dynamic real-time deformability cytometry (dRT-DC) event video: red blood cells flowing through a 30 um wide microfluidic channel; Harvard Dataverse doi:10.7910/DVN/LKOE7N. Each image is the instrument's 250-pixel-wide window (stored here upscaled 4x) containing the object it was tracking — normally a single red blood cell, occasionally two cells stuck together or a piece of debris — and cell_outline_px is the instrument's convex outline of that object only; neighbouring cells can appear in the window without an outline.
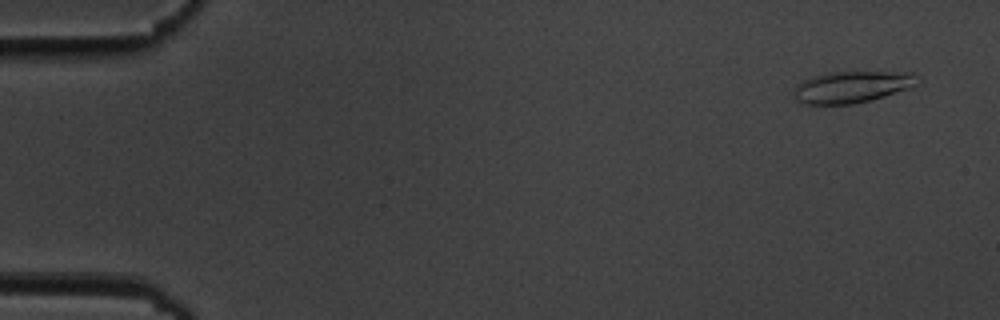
{"species": "common noctule bat (a hibernating species)", "species_latin": "Nyctalus noctula", "temperature_condition": "cold", "stored_images_in_passage": 54, "camera_frame_rate_fps": 3000, "um_per_image_px": 0.085, "animal": {"sex": "male", "body_mass_g": 19.5, "forearm_length_mm": 54.6}, "frame": {"image": 1, "passage_image": 3, "time_ms": 0.667, "image_size_px": [1000, 320], "cell_outline_px": [[916, 72], [912, 88], [872, 100], [852, 104], [804, 104], [796, 100], [792, 96], [792, 92], [796, 84], [812, 76], [828, 72]], "centroid_in_image_um": [72.35, 7.39], "position_along_channel_um": 12.7, "area_um2": 22.89}}
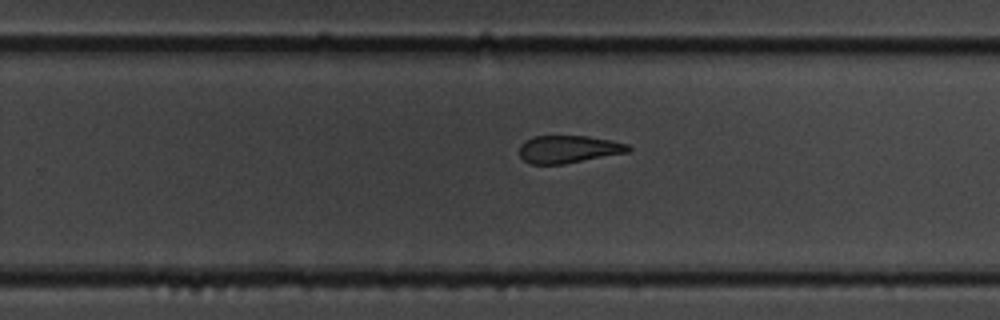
{"frame": {"image": 2, "passage_image": 35, "time_ms": 11.333, "image_size_px": [1000, 320], "cell_outline_px": [[632, 148], [628, 152], [564, 164], [532, 164], [524, 160], [520, 156], [520, 144], [524, 140], [532, 136], [588, 136], [612, 140], [628, 144]], "centroid_in_image_um": [48.32, 12.67], "position_along_channel_um": 281.5, "area_um2": 17.57}}
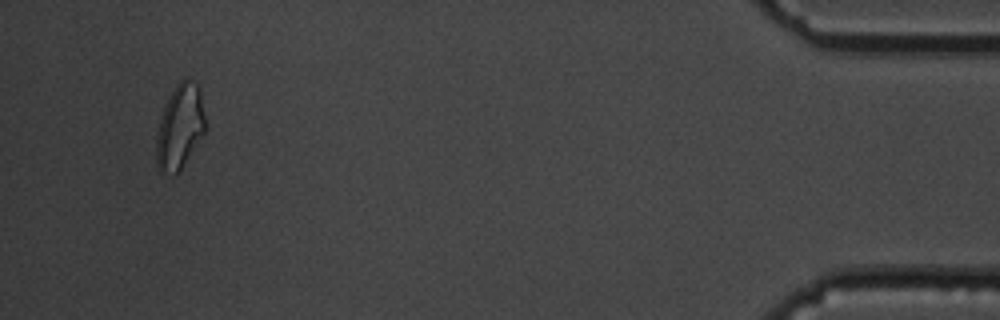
{"frame": {"image": 3, "passage_image": 52, "time_ms": 17.0, "image_size_px": [1000, 320], "cell_outline_px": [[204, 132], [180, 168], [172, 176], [160, 172], [156, 164], [156, 140], [160, 116], [176, 84], [180, 80], [188, 76], [200, 88], [204, 116]], "centroid_in_image_um": [15.26, 10.76], "position_along_channel_um": 419.9, "area_um2": 23.7}, "authors_computed_cell_mechanics": {"area_um2": 19.7676, "velocity_mm_per_s": 3.6816, "shape_relaxation_time_tau1_ms": 6.065, "shape_relaxation_time_tau2_ms": 4.2073, "deformation_change_tau1": 0.1708, "deformation_change_tau2": 0.0989}}